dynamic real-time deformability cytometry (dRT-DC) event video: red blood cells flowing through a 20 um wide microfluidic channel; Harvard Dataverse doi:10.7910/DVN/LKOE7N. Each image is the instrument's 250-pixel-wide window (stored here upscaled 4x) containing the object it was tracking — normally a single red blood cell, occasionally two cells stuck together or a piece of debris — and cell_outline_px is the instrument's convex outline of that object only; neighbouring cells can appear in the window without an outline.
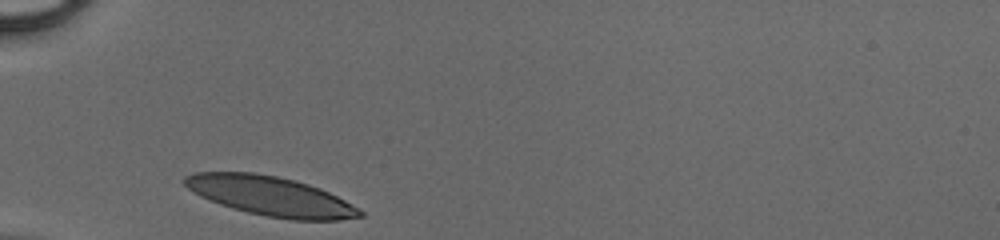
{"species": "human", "species_latin": "Homo sapiens", "temperature_condition": "cold", "stored_images_in_passage": 25, "camera_frame_rate_fps": 3000, "um_per_image_px": 0.085, "donor": {"sex": "male"}, "frame": {"image": 1, "passage_image": 1, "time_ms": 0.0, "image_size_px": [1000, 240], "cell_outline_px": [[364, 216], [340, 220], [292, 220], [268, 216], [248, 212], [232, 208], [220, 204], [200, 196], [188, 188], [184, 184], [184, 176], [192, 172], [252, 172], [276, 176], [296, 180], [320, 188], [360, 208], [364, 212]], "centroid_in_image_um": [23.01, 16.66], "position_along_channel_um": 62.0, "area_um2": 40.17}}
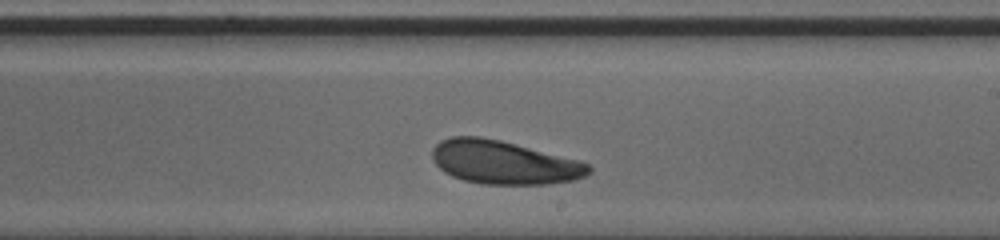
{"frame": {"image": 2, "passage_image": 15, "time_ms": 4.667, "image_size_px": [1000, 240], "cell_outline_px": [[592, 172], [576, 180], [548, 184], [484, 184], [464, 180], [452, 176], [444, 172], [432, 160], [432, 148], [440, 140], [452, 136], [480, 136], [500, 140], [576, 160], [588, 164], [592, 168]], "centroid_in_image_um": [42.79, 13.8], "position_along_channel_um": 246.2, "area_um2": 39.48}}
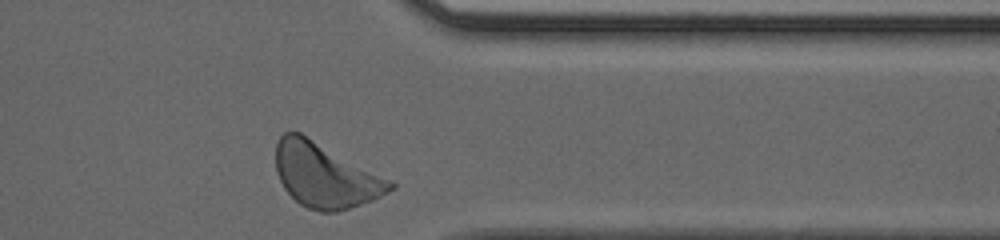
{"frame": {"image": 3, "passage_image": 25, "time_ms": 8.0, "image_size_px": [1000, 240], "cell_outline_px": [[396, 188], [372, 200], [336, 212], [320, 212], [308, 208], [300, 204], [284, 188], [276, 172], [276, 144], [280, 136], [284, 132], [300, 132], [392, 180], [396, 184]], "centroid_in_image_um": [27.65, 14.9], "position_along_channel_um": 383.8, "area_um2": 42.77}}